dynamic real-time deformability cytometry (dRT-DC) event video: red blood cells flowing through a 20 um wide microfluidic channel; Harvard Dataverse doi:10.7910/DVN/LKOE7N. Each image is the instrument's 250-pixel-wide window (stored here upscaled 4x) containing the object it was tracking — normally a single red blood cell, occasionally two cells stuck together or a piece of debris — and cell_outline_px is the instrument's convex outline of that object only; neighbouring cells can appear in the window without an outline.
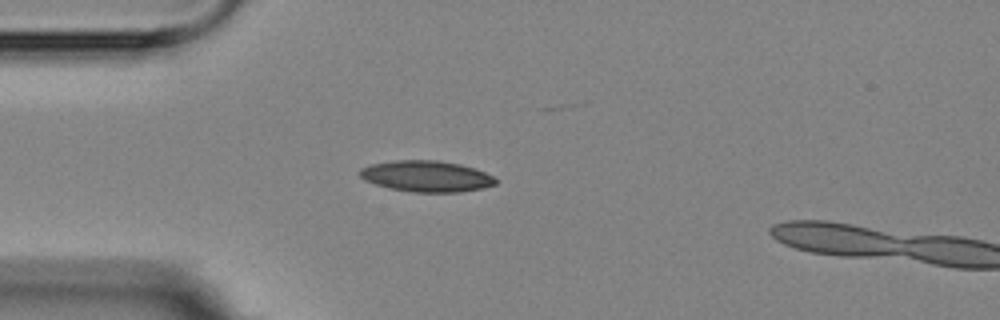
{"species": "Egyptian fruit bat (a non-hibernating species)", "species_latin": "Rousettus aegyptiacus", "temperature_condition": "room temperature", "stored_images_in_passage": 2, "camera_frame_rate_fps": 3000, "um_per_image_px": 0.085, "animal": {"sex": "female"}, "frame": {"image": 1, "passage_image": 1, "time_ms": 0.0, "image_size_px": [1000, 320], "cell_outline_px": [[496, 184], [484, 188], [460, 192], [412, 192], [388, 188], [364, 180], [360, 176], [360, 168], [368, 164], [396, 160], [436, 160], [460, 164], [484, 172], [492, 176], [496, 180]], "centroid_in_image_um": [36.21, 14.98], "position_along_channel_um": 48.8, "area_um2": 24.62}}